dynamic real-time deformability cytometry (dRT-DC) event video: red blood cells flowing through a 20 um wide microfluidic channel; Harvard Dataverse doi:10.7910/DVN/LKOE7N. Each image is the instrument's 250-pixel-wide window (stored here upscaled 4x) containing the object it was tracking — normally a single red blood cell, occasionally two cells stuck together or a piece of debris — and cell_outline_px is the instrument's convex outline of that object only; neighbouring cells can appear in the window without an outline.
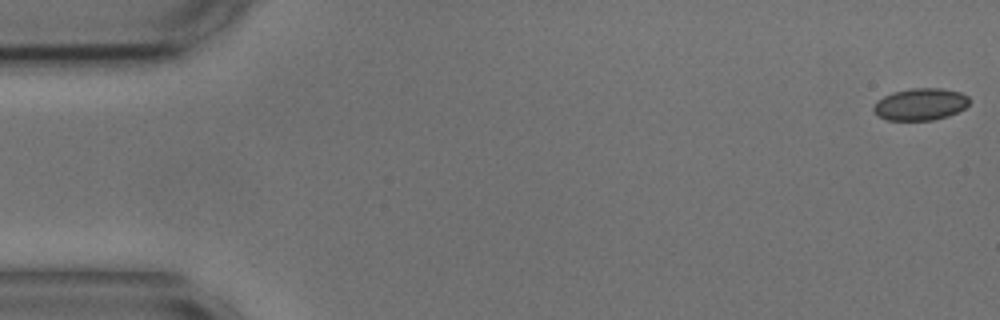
{"species": "common noctule bat (a hibernating species)", "species_latin": "Nyctalus noctula", "temperature_condition": "cold", "stored_images_in_passage": 14, "camera_frame_rate_fps": 3000, "um_per_image_px": 0.085, "animal": {"sex": "male", "body_mass_g": 17.9, "forearm_length_mm": 54.2}, "frame": {"image": 1, "passage_image": 1, "time_ms": 0.0, "image_size_px": [1000, 320], "cell_outline_px": [[968, 104], [964, 108], [948, 116], [932, 120], [888, 120], [880, 116], [872, 108], [876, 100], [892, 92], [912, 88], [940, 88], [960, 92], [968, 96]], "centroid_in_image_um": [78.22, 8.85], "position_along_channel_um": 6.8, "area_um2": 17.74}}
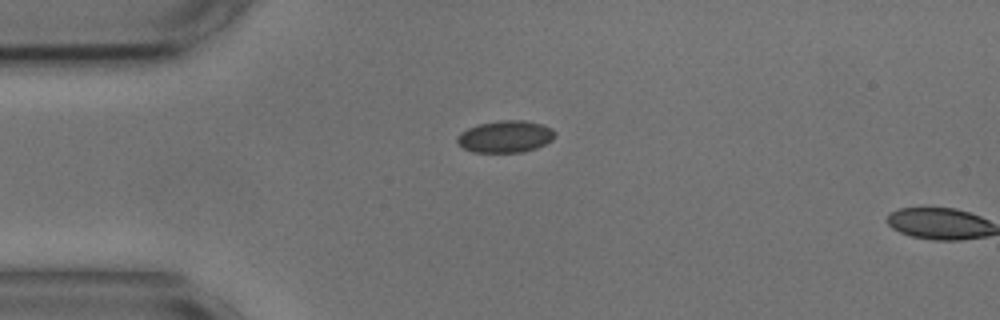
{"frame": {"image": 2, "passage_image": 13, "time_ms": 4.0, "image_size_px": [1000, 320], "cell_outline_px": [[556, 136], [552, 140], [536, 148], [524, 152], [472, 152], [456, 144], [456, 136], [460, 132], [468, 128], [480, 124], [500, 120], [524, 120], [540, 124], [552, 128], [556, 132]], "centroid_in_image_um": [42.94, 11.61], "position_along_channel_um": 42.1, "area_um2": 18.32}}